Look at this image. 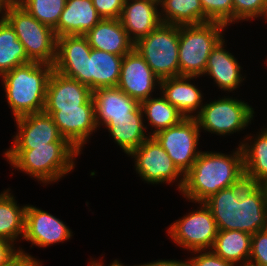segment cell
<instances>
[{"mask_svg": "<svg viewBox=\"0 0 267 266\" xmlns=\"http://www.w3.org/2000/svg\"><path fill=\"white\" fill-rule=\"evenodd\" d=\"M123 56L91 48L85 35L57 37L53 70L88 86L92 91L117 87Z\"/></svg>", "mask_w": 267, "mask_h": 266, "instance_id": "6da1fadb", "label": "cell"}, {"mask_svg": "<svg viewBox=\"0 0 267 266\" xmlns=\"http://www.w3.org/2000/svg\"><path fill=\"white\" fill-rule=\"evenodd\" d=\"M219 231L238 230L255 234L267 229V203L261 189L244 179L224 188L204 202Z\"/></svg>", "mask_w": 267, "mask_h": 266, "instance_id": "7a4b0ae2", "label": "cell"}, {"mask_svg": "<svg viewBox=\"0 0 267 266\" xmlns=\"http://www.w3.org/2000/svg\"><path fill=\"white\" fill-rule=\"evenodd\" d=\"M245 179L243 151L240 145L232 154L200 152L192 168L184 175L181 195L189 202H205L224 188Z\"/></svg>", "mask_w": 267, "mask_h": 266, "instance_id": "3957f363", "label": "cell"}, {"mask_svg": "<svg viewBox=\"0 0 267 266\" xmlns=\"http://www.w3.org/2000/svg\"><path fill=\"white\" fill-rule=\"evenodd\" d=\"M79 154L70 142H52L34 149H6L4 157L13 168L51 185L73 171Z\"/></svg>", "mask_w": 267, "mask_h": 266, "instance_id": "277c9868", "label": "cell"}, {"mask_svg": "<svg viewBox=\"0 0 267 266\" xmlns=\"http://www.w3.org/2000/svg\"><path fill=\"white\" fill-rule=\"evenodd\" d=\"M53 65L31 61L4 73L0 79L14 119L43 112Z\"/></svg>", "mask_w": 267, "mask_h": 266, "instance_id": "5b68a950", "label": "cell"}, {"mask_svg": "<svg viewBox=\"0 0 267 266\" xmlns=\"http://www.w3.org/2000/svg\"><path fill=\"white\" fill-rule=\"evenodd\" d=\"M227 26L220 22L181 25L178 60L180 76H203L208 57L217 43L224 38Z\"/></svg>", "mask_w": 267, "mask_h": 266, "instance_id": "8992f818", "label": "cell"}, {"mask_svg": "<svg viewBox=\"0 0 267 266\" xmlns=\"http://www.w3.org/2000/svg\"><path fill=\"white\" fill-rule=\"evenodd\" d=\"M179 36L180 26L161 23L134 44V49L160 80L180 76Z\"/></svg>", "mask_w": 267, "mask_h": 266, "instance_id": "52a82bcc", "label": "cell"}, {"mask_svg": "<svg viewBox=\"0 0 267 266\" xmlns=\"http://www.w3.org/2000/svg\"><path fill=\"white\" fill-rule=\"evenodd\" d=\"M2 16L14 28L31 61L54 65L57 37L53 29L40 23L18 3Z\"/></svg>", "mask_w": 267, "mask_h": 266, "instance_id": "ba28073f", "label": "cell"}, {"mask_svg": "<svg viewBox=\"0 0 267 266\" xmlns=\"http://www.w3.org/2000/svg\"><path fill=\"white\" fill-rule=\"evenodd\" d=\"M254 109L248 102L225 96L202 106L196 119L199 129L226 136L246 129L254 118Z\"/></svg>", "mask_w": 267, "mask_h": 266, "instance_id": "9c48e42d", "label": "cell"}, {"mask_svg": "<svg viewBox=\"0 0 267 266\" xmlns=\"http://www.w3.org/2000/svg\"><path fill=\"white\" fill-rule=\"evenodd\" d=\"M198 204L197 210L174 221L167 230L174 243L188 251L211 250L219 231L210 208L204 202Z\"/></svg>", "mask_w": 267, "mask_h": 266, "instance_id": "30bf717a", "label": "cell"}, {"mask_svg": "<svg viewBox=\"0 0 267 266\" xmlns=\"http://www.w3.org/2000/svg\"><path fill=\"white\" fill-rule=\"evenodd\" d=\"M135 158L134 167L138 176L148 184L174 183L178 178L179 192L183 188L184 174L173 163L167 152L153 138L149 137L129 157Z\"/></svg>", "mask_w": 267, "mask_h": 266, "instance_id": "8fae6325", "label": "cell"}, {"mask_svg": "<svg viewBox=\"0 0 267 266\" xmlns=\"http://www.w3.org/2000/svg\"><path fill=\"white\" fill-rule=\"evenodd\" d=\"M200 132L196 118H184L179 124L162 130L152 137L185 175L201 152L198 148Z\"/></svg>", "mask_w": 267, "mask_h": 266, "instance_id": "7c38bea8", "label": "cell"}, {"mask_svg": "<svg viewBox=\"0 0 267 266\" xmlns=\"http://www.w3.org/2000/svg\"><path fill=\"white\" fill-rule=\"evenodd\" d=\"M156 86H160V79L136 49L123 56L117 84L120 90L141 103L152 97Z\"/></svg>", "mask_w": 267, "mask_h": 266, "instance_id": "4fadbf2b", "label": "cell"}, {"mask_svg": "<svg viewBox=\"0 0 267 266\" xmlns=\"http://www.w3.org/2000/svg\"><path fill=\"white\" fill-rule=\"evenodd\" d=\"M17 133L9 149H34L52 142H69L60 133L51 115L43 112L16 118Z\"/></svg>", "mask_w": 267, "mask_h": 266, "instance_id": "5bb4252c", "label": "cell"}, {"mask_svg": "<svg viewBox=\"0 0 267 266\" xmlns=\"http://www.w3.org/2000/svg\"><path fill=\"white\" fill-rule=\"evenodd\" d=\"M71 237V229L62 220L47 211L27 204L23 239L31 242L32 246L46 248L70 240Z\"/></svg>", "mask_w": 267, "mask_h": 266, "instance_id": "9a60e30c", "label": "cell"}, {"mask_svg": "<svg viewBox=\"0 0 267 266\" xmlns=\"http://www.w3.org/2000/svg\"><path fill=\"white\" fill-rule=\"evenodd\" d=\"M51 115L61 135L82 153L91 134L97 131L94 104H83L79 108L44 110Z\"/></svg>", "mask_w": 267, "mask_h": 266, "instance_id": "2e32d148", "label": "cell"}, {"mask_svg": "<svg viewBox=\"0 0 267 266\" xmlns=\"http://www.w3.org/2000/svg\"><path fill=\"white\" fill-rule=\"evenodd\" d=\"M93 91L79 81L52 71L46 89L44 110L79 108L83 104H94Z\"/></svg>", "mask_w": 267, "mask_h": 266, "instance_id": "e0dca14e", "label": "cell"}, {"mask_svg": "<svg viewBox=\"0 0 267 266\" xmlns=\"http://www.w3.org/2000/svg\"><path fill=\"white\" fill-rule=\"evenodd\" d=\"M158 7L155 0H125L119 20L134 43L162 23Z\"/></svg>", "mask_w": 267, "mask_h": 266, "instance_id": "ac0fdd59", "label": "cell"}, {"mask_svg": "<svg viewBox=\"0 0 267 266\" xmlns=\"http://www.w3.org/2000/svg\"><path fill=\"white\" fill-rule=\"evenodd\" d=\"M197 76H177L160 80V94L183 115L196 118L203 106L202 91L192 84Z\"/></svg>", "mask_w": 267, "mask_h": 266, "instance_id": "d6986e66", "label": "cell"}, {"mask_svg": "<svg viewBox=\"0 0 267 266\" xmlns=\"http://www.w3.org/2000/svg\"><path fill=\"white\" fill-rule=\"evenodd\" d=\"M224 45L225 38H222L212 49L204 75L210 76L218 86V89L233 93L246 78L241 74L242 67L238 60L224 49Z\"/></svg>", "mask_w": 267, "mask_h": 266, "instance_id": "ffe728a7", "label": "cell"}, {"mask_svg": "<svg viewBox=\"0 0 267 266\" xmlns=\"http://www.w3.org/2000/svg\"><path fill=\"white\" fill-rule=\"evenodd\" d=\"M95 123L97 128L106 126L111 117L131 116L141 105L118 87H102L93 90Z\"/></svg>", "mask_w": 267, "mask_h": 266, "instance_id": "44dd1931", "label": "cell"}, {"mask_svg": "<svg viewBox=\"0 0 267 266\" xmlns=\"http://www.w3.org/2000/svg\"><path fill=\"white\" fill-rule=\"evenodd\" d=\"M85 36L91 48L124 56L134 49V42L119 19H101Z\"/></svg>", "mask_w": 267, "mask_h": 266, "instance_id": "7402d4cb", "label": "cell"}, {"mask_svg": "<svg viewBox=\"0 0 267 266\" xmlns=\"http://www.w3.org/2000/svg\"><path fill=\"white\" fill-rule=\"evenodd\" d=\"M101 19L92 0H66L54 33L56 37L85 35Z\"/></svg>", "mask_w": 267, "mask_h": 266, "instance_id": "603a6c76", "label": "cell"}, {"mask_svg": "<svg viewBox=\"0 0 267 266\" xmlns=\"http://www.w3.org/2000/svg\"><path fill=\"white\" fill-rule=\"evenodd\" d=\"M144 115L140 106L131 116L111 117L105 126L114 142L129 155L150 136L146 134ZM148 135V136H147Z\"/></svg>", "mask_w": 267, "mask_h": 266, "instance_id": "cb8c5ba5", "label": "cell"}, {"mask_svg": "<svg viewBox=\"0 0 267 266\" xmlns=\"http://www.w3.org/2000/svg\"><path fill=\"white\" fill-rule=\"evenodd\" d=\"M258 134L255 138L253 135L245 137L239 144L243 151L245 179L251 184L267 177V128H262Z\"/></svg>", "mask_w": 267, "mask_h": 266, "instance_id": "d4e9b609", "label": "cell"}, {"mask_svg": "<svg viewBox=\"0 0 267 266\" xmlns=\"http://www.w3.org/2000/svg\"><path fill=\"white\" fill-rule=\"evenodd\" d=\"M27 204L21 206L10 189L0 193V238L13 244L25 233V211Z\"/></svg>", "mask_w": 267, "mask_h": 266, "instance_id": "484cf974", "label": "cell"}, {"mask_svg": "<svg viewBox=\"0 0 267 266\" xmlns=\"http://www.w3.org/2000/svg\"><path fill=\"white\" fill-rule=\"evenodd\" d=\"M252 235L238 230L218 231L212 251L223 260L238 263L250 258Z\"/></svg>", "mask_w": 267, "mask_h": 266, "instance_id": "4316f807", "label": "cell"}, {"mask_svg": "<svg viewBox=\"0 0 267 266\" xmlns=\"http://www.w3.org/2000/svg\"><path fill=\"white\" fill-rule=\"evenodd\" d=\"M160 96L150 97L140 103L144 119H147L144 121L148 122V125L145 124L146 130L148 126H152L151 133H149L150 137L162 130L179 124L184 119L183 115L175 106L171 105L162 94ZM153 127L154 130L152 129Z\"/></svg>", "mask_w": 267, "mask_h": 266, "instance_id": "83f0119b", "label": "cell"}, {"mask_svg": "<svg viewBox=\"0 0 267 266\" xmlns=\"http://www.w3.org/2000/svg\"><path fill=\"white\" fill-rule=\"evenodd\" d=\"M23 44L19 41L14 28L0 17V77L17 66L29 63Z\"/></svg>", "mask_w": 267, "mask_h": 266, "instance_id": "f1b7e54d", "label": "cell"}, {"mask_svg": "<svg viewBox=\"0 0 267 266\" xmlns=\"http://www.w3.org/2000/svg\"><path fill=\"white\" fill-rule=\"evenodd\" d=\"M159 9L162 23L178 26L204 23L200 0H162Z\"/></svg>", "mask_w": 267, "mask_h": 266, "instance_id": "f546056e", "label": "cell"}, {"mask_svg": "<svg viewBox=\"0 0 267 266\" xmlns=\"http://www.w3.org/2000/svg\"><path fill=\"white\" fill-rule=\"evenodd\" d=\"M18 4L40 23L55 30L66 0H18Z\"/></svg>", "mask_w": 267, "mask_h": 266, "instance_id": "4dcf8cb0", "label": "cell"}, {"mask_svg": "<svg viewBox=\"0 0 267 266\" xmlns=\"http://www.w3.org/2000/svg\"><path fill=\"white\" fill-rule=\"evenodd\" d=\"M204 11V23L233 24V0H200Z\"/></svg>", "mask_w": 267, "mask_h": 266, "instance_id": "1f68e13d", "label": "cell"}, {"mask_svg": "<svg viewBox=\"0 0 267 266\" xmlns=\"http://www.w3.org/2000/svg\"><path fill=\"white\" fill-rule=\"evenodd\" d=\"M260 17L267 22V0H233V24Z\"/></svg>", "mask_w": 267, "mask_h": 266, "instance_id": "d6a6232c", "label": "cell"}, {"mask_svg": "<svg viewBox=\"0 0 267 266\" xmlns=\"http://www.w3.org/2000/svg\"><path fill=\"white\" fill-rule=\"evenodd\" d=\"M249 262L267 266V229L252 234Z\"/></svg>", "mask_w": 267, "mask_h": 266, "instance_id": "836d02e7", "label": "cell"}, {"mask_svg": "<svg viewBox=\"0 0 267 266\" xmlns=\"http://www.w3.org/2000/svg\"><path fill=\"white\" fill-rule=\"evenodd\" d=\"M191 253L196 256L187 260L189 266H235L232 262L223 260L212 250H197Z\"/></svg>", "mask_w": 267, "mask_h": 266, "instance_id": "e575fe53", "label": "cell"}, {"mask_svg": "<svg viewBox=\"0 0 267 266\" xmlns=\"http://www.w3.org/2000/svg\"><path fill=\"white\" fill-rule=\"evenodd\" d=\"M102 19H119L125 0H92Z\"/></svg>", "mask_w": 267, "mask_h": 266, "instance_id": "d590c367", "label": "cell"}, {"mask_svg": "<svg viewBox=\"0 0 267 266\" xmlns=\"http://www.w3.org/2000/svg\"><path fill=\"white\" fill-rule=\"evenodd\" d=\"M19 252L7 263L1 266H43L42 263L19 247Z\"/></svg>", "mask_w": 267, "mask_h": 266, "instance_id": "8d00e7d4", "label": "cell"}, {"mask_svg": "<svg viewBox=\"0 0 267 266\" xmlns=\"http://www.w3.org/2000/svg\"><path fill=\"white\" fill-rule=\"evenodd\" d=\"M14 246L15 244L0 238V266L9 262L20 251Z\"/></svg>", "mask_w": 267, "mask_h": 266, "instance_id": "74e56055", "label": "cell"}, {"mask_svg": "<svg viewBox=\"0 0 267 266\" xmlns=\"http://www.w3.org/2000/svg\"><path fill=\"white\" fill-rule=\"evenodd\" d=\"M137 266H189L188 265V262H187V259L186 261L185 260H158V261H152V262H148V263H145V264H140V265H137Z\"/></svg>", "mask_w": 267, "mask_h": 266, "instance_id": "f35d334b", "label": "cell"}, {"mask_svg": "<svg viewBox=\"0 0 267 266\" xmlns=\"http://www.w3.org/2000/svg\"><path fill=\"white\" fill-rule=\"evenodd\" d=\"M16 3H18V0H0V12L2 15Z\"/></svg>", "mask_w": 267, "mask_h": 266, "instance_id": "ab89813d", "label": "cell"}, {"mask_svg": "<svg viewBox=\"0 0 267 266\" xmlns=\"http://www.w3.org/2000/svg\"><path fill=\"white\" fill-rule=\"evenodd\" d=\"M89 262H90L89 266H104V264L100 260L97 261L93 259V261L91 260ZM108 266H126V265H124L122 262L119 263V261L116 259ZM134 266H137V265H134Z\"/></svg>", "mask_w": 267, "mask_h": 266, "instance_id": "60d3db41", "label": "cell"}, {"mask_svg": "<svg viewBox=\"0 0 267 266\" xmlns=\"http://www.w3.org/2000/svg\"><path fill=\"white\" fill-rule=\"evenodd\" d=\"M256 185L261 189L262 194H263V196L266 200V203H267V177L260 180Z\"/></svg>", "mask_w": 267, "mask_h": 266, "instance_id": "b9f144b4", "label": "cell"}, {"mask_svg": "<svg viewBox=\"0 0 267 266\" xmlns=\"http://www.w3.org/2000/svg\"><path fill=\"white\" fill-rule=\"evenodd\" d=\"M235 266H259V265H256V264L251 263V262L248 261V262L236 264Z\"/></svg>", "mask_w": 267, "mask_h": 266, "instance_id": "7bdbcfd3", "label": "cell"}]
</instances>
